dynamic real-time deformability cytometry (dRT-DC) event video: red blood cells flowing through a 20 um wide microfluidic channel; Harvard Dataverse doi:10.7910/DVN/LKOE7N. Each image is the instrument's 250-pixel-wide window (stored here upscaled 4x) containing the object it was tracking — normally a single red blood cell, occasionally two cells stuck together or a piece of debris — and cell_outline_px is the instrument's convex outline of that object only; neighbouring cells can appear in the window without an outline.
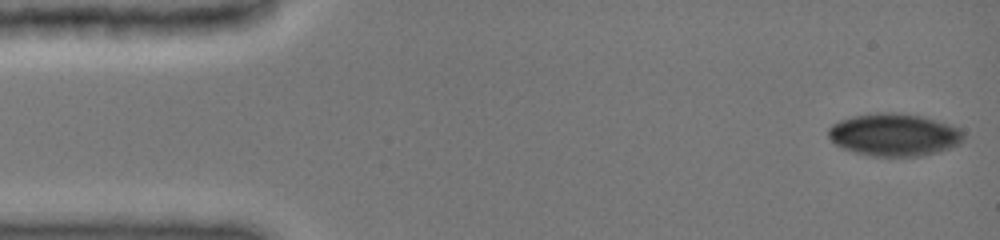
{"species": "common noctule bat (a hibernating species)", "species_latin": "Nyctalus noctula", "temperature_condition": "cold", "stored_images_in_passage": 13, "camera_frame_rate_fps": 3000, "um_per_image_px": 0.085, "animal": {"sex": "female", "body_mass_g": 19.0, "forearm_length_mm": 51.5}, "frame": {"image": 1, "passage_image": 1, "time_ms": 0.0, "image_size_px": [1000, 240], "cell_outline_px": [[964, 140], [960, 144], [924, 156], [872, 156], [852, 152], [836, 144], [828, 136], [828, 128], [832, 124], [840, 120], [852, 116], [876, 112], [892, 112], [920, 116], [948, 124], [960, 128], [964, 132]], "centroid_in_image_um": [76.0, 11.45], "position_along_channel_um": 9.0, "area_um2": 33.52}}
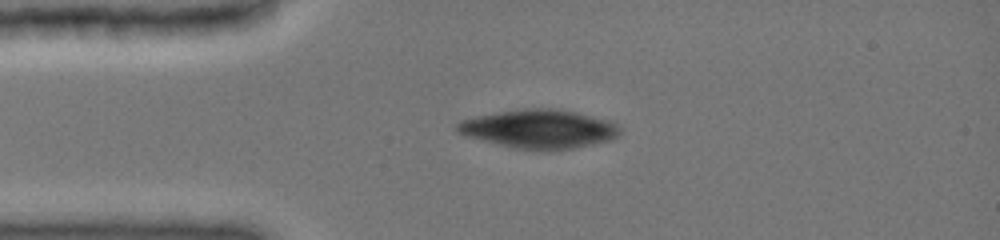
{"frame": {"image": 2, "passage_image": 7, "time_ms": 3.333, "image_size_px": [1000, 240], "cell_outline_px": [[624, 128], [620, 136], [612, 140], [572, 148], [548, 152], [544, 152], [516, 148], [464, 136], [456, 132], [456, 124], [460, 120], [476, 116], [524, 108], [556, 108], [576, 112], [612, 120]], "centroid_in_image_um": [45.9, 10.97], "position_along_channel_um": 39.1, "area_um2": 37.45}}